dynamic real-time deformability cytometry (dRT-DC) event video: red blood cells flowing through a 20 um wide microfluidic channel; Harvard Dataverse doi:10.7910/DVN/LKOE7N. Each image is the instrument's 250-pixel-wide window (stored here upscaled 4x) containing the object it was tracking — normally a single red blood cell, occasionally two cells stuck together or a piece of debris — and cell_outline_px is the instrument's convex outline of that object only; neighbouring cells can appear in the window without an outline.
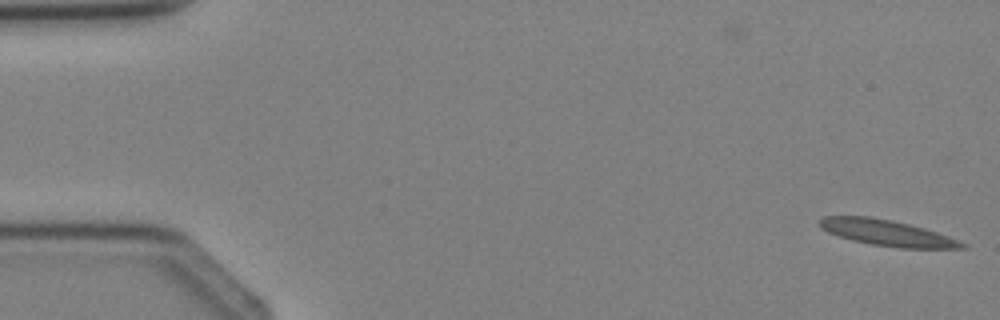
{"species": "Egyptian fruit bat (a non-hibernating species)", "species_latin": "Rousettus aegyptiacus", "temperature_condition": "cold", "stored_images_in_passage": 4, "camera_frame_rate_fps": 3000, "um_per_image_px": 0.085, "animal": {"sex": "female"}, "frame": {"image": 1, "passage_image": 1, "time_ms": 0.0, "image_size_px": [1000, 320], "cell_outline_px": [[968, 248], [900, 248], [872, 244], [852, 240], [828, 232], [820, 228], [820, 220], [824, 216], [868, 216], [892, 220], [924, 228], [948, 236], [968, 244]], "centroid_in_image_um": [75.41, 19.79], "position_along_channel_um": 9.6, "area_um2": 21.33}}